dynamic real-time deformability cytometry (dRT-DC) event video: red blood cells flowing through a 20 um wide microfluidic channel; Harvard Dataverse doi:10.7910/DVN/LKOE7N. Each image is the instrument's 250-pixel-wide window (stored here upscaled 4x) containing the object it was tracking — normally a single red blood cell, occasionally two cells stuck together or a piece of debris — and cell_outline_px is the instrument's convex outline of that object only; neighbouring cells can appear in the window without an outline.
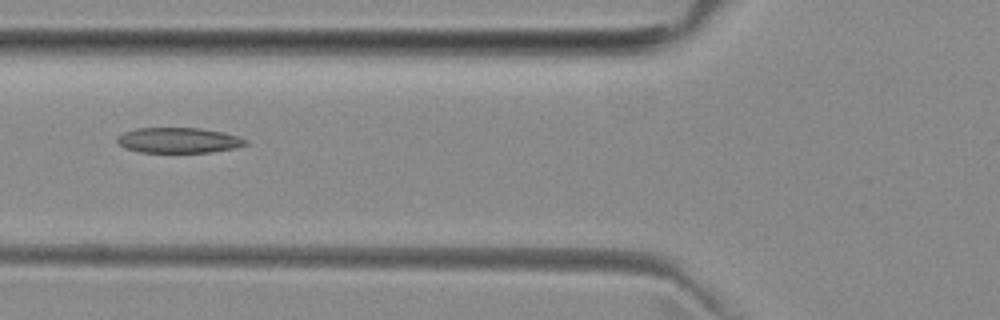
{"species": "common noctule bat (a hibernating species)", "species_latin": "Nyctalus noctula", "temperature_condition": "room temperature", "stored_images_in_passage": 5, "camera_frame_rate_fps": 3000, "um_per_image_px": 0.085, "animal": {"sex": "female", "body_mass_g": 29.2, "forearm_length_mm": 56.3}, "frame": {"image": 1, "passage_image": 4, "time_ms": 5.0, "image_size_px": [1000, 320], "cell_outline_px": [[248, 144], [232, 148], [212, 152], [140, 152], [124, 148], [116, 140], [116, 136], [124, 132], [136, 128], [200, 128], [224, 132], [248, 140]], "centroid_in_image_um": [15.15, 11.92], "position_along_channel_um": 110.6, "area_um2": 18.96}}
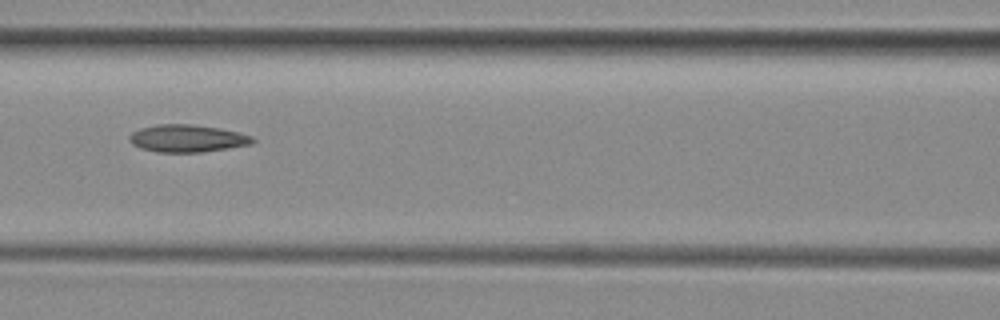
{"frame": {"image": 2, "passage_image": 5, "time_ms": 6.0, "image_size_px": [1000, 320], "cell_outline_px": [[256, 140], [252, 144], [228, 148], [200, 152], [156, 152], [140, 148], [132, 144], [128, 140], [128, 136], [132, 132], [140, 128], [156, 124], [192, 124], [220, 128], [240, 132], [252, 136]], "centroid_in_image_um": [15.9, 11.76], "position_along_channel_um": 150.7, "area_um2": 19.88}}